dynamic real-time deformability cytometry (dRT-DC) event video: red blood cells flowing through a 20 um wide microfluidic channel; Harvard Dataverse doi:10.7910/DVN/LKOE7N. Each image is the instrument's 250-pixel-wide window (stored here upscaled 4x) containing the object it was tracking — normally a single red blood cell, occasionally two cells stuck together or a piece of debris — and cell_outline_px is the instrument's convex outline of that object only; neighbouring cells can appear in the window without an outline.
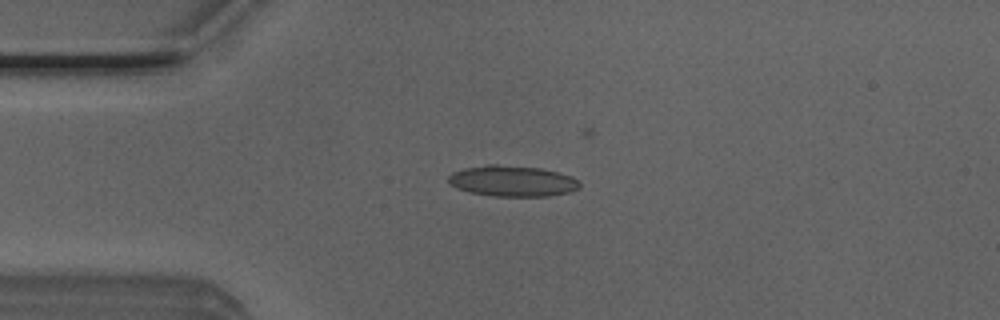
{"species": "Egyptian fruit bat (a non-hibernating species)", "species_latin": "Rousettus aegyptiacus", "temperature_condition": "room temperature", "stored_images_in_passage": 49, "camera_frame_rate_fps": 3000, "um_per_image_px": 0.085, "animal": {"sex": "male"}, "frame": {"image": 1, "passage_image": 11, "time_ms": 3.333, "image_size_px": [1000, 320], "cell_outline_px": [[580, 188], [568, 192], [548, 196], [492, 196], [468, 192], [456, 188], [448, 180], [448, 176], [452, 172], [464, 168], [488, 164], [496, 164], [540, 168], [572, 176], [580, 184]], "centroid_in_image_um": [43.52, 15.39], "position_along_channel_um": 41.5, "area_um2": 23.58}}
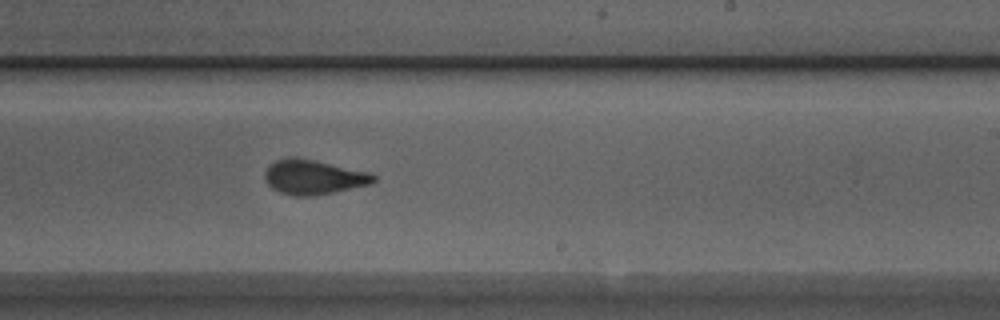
{"frame": {"image": 2, "passage_image": 29, "time_ms": 9.333, "image_size_px": [1000, 320], "cell_outline_px": [[376, 180], [372, 184], [312, 196], [292, 196], [280, 192], [272, 188], [264, 180], [264, 172], [268, 164], [284, 156], [296, 156], [368, 172], [376, 176]], "centroid_in_image_um": [26.58, 15.04], "position_along_channel_um": 262.4, "area_um2": 22.14}}
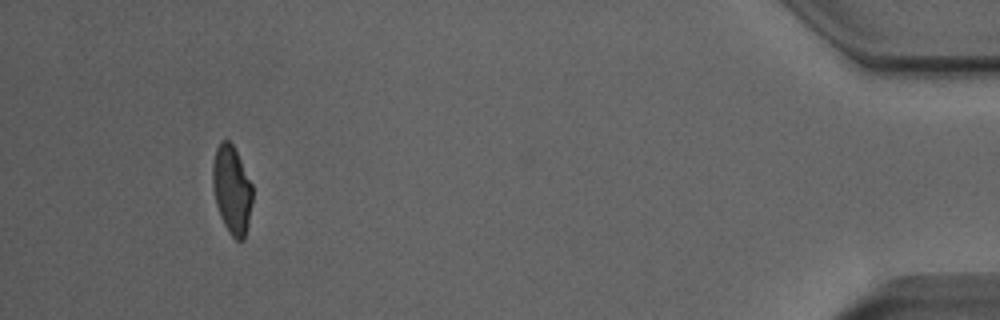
{"frame": {"image": 3, "passage_image": 46, "time_ms": 15.0, "image_size_px": [1000, 320], "cell_outline_px": [[252, 200], [248, 224], [244, 240], [236, 240], [228, 232], [220, 216], [216, 204], [212, 184], [212, 164], [216, 148], [220, 140], [228, 140], [232, 144], [252, 184]], "centroid_in_image_um": [19.69, 16.13], "position_along_channel_um": 415.5, "area_um2": 20.4}, "authors_computed_cell_mechanics": {"area_um2": 21.964, "velocity_mm_per_s": 4.0251, "shape_relaxation_time_tau1_ms": 5.1065, "shape_relaxation_time_tau2_ms": 1.1724, "deformation_change_tau1": 0.159, "deformation_change_tau2": 0.078}}